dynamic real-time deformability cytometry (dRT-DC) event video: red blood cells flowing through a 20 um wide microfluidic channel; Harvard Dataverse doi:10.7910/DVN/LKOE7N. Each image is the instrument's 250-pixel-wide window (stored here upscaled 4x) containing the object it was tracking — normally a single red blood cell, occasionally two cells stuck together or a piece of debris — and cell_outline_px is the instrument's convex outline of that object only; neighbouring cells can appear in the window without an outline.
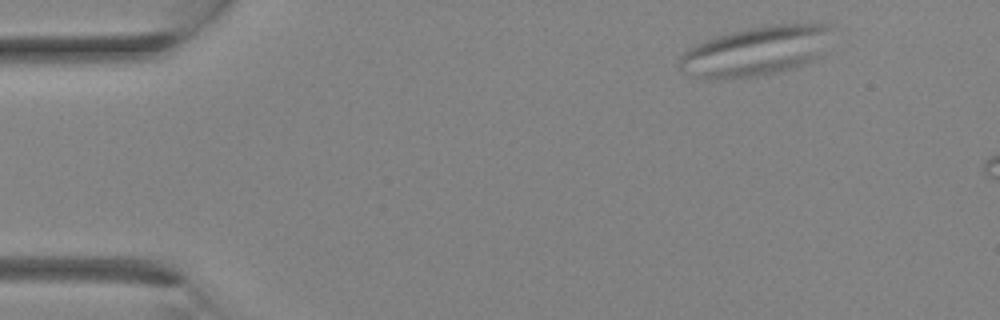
{"species": "Egyptian fruit bat (a non-hibernating species)", "species_latin": "Rousettus aegyptiacus", "temperature_condition": "room temperature", "stored_images_in_passage": 3, "camera_frame_rate_fps": 3000, "um_per_image_px": 0.085, "animal": {"sex": "female"}, "frame": {"image": 1, "passage_image": 1, "time_ms": 0.0, "image_size_px": [1000, 320], "cell_outline_px": [[828, 28], [820, 56], [812, 60], [784, 72], [764, 76], [716, 80], [688, 76], [680, 72], [680, 56], [688, 48], [704, 40], [728, 32], [772, 24], [828, 24]], "centroid_in_image_um": [64.12, 4.39], "position_along_channel_um": 20.9, "area_um2": 43.99}}